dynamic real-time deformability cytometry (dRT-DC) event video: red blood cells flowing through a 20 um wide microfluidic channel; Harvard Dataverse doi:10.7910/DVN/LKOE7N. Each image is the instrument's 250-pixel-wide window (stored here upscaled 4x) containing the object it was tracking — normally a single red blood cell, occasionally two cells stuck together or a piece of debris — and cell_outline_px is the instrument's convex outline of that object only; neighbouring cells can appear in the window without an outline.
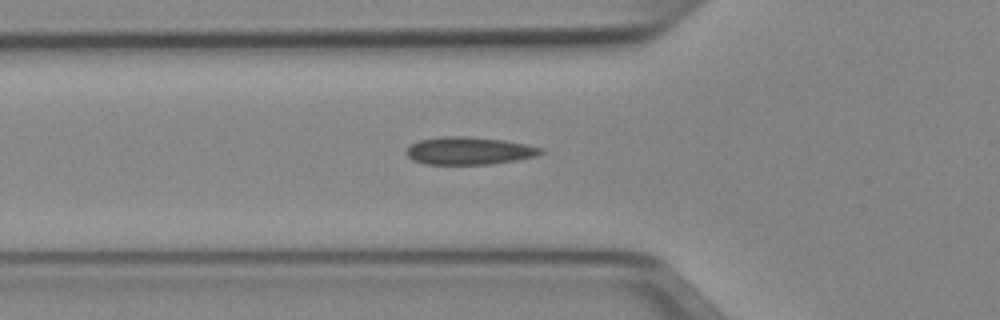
{"species": "Egyptian fruit bat (a non-hibernating species)", "species_latin": "Rousettus aegyptiacus", "temperature_condition": "cold", "stored_images_in_passage": 35, "camera_frame_rate_fps": 3000, "um_per_image_px": 0.085, "animal": {"sex": "female"}, "frame": {"image": 1, "passage_image": 2, "time_ms": 0.333, "image_size_px": [1000, 320], "cell_outline_px": [[544, 152], [536, 156], [516, 160], [488, 164], [424, 164], [412, 160], [408, 156], [408, 148], [412, 144], [420, 140], [444, 136], [468, 136], [504, 140], [528, 144], [544, 148]], "centroid_in_image_um": [39.92, 12.81], "position_along_channel_um": 85.9, "area_um2": 21.62}}
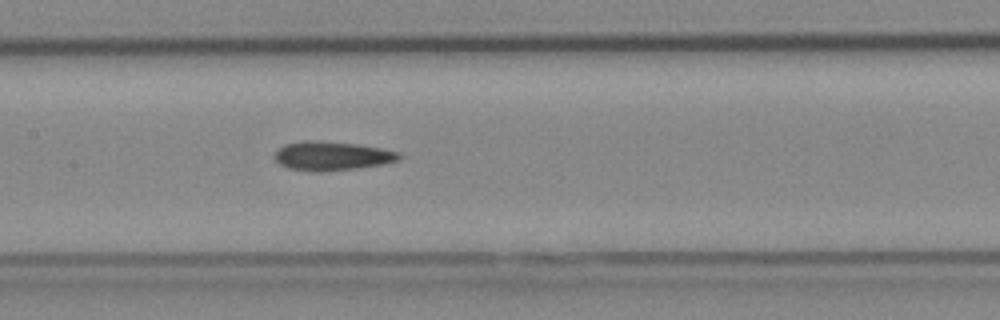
{"frame": {"image": 2, "passage_image": 9, "time_ms": 2.667, "image_size_px": [1000, 320], "cell_outline_px": [[404, 156], [400, 160], [384, 164], [356, 168], [324, 172], [316, 172], [288, 168], [280, 164], [276, 160], [276, 152], [284, 144], [300, 140], [320, 140], [356, 144], [380, 148], [400, 152]], "centroid_in_image_um": [28.25, 13.25], "position_along_channel_um": 179.2, "area_um2": 21.21}}
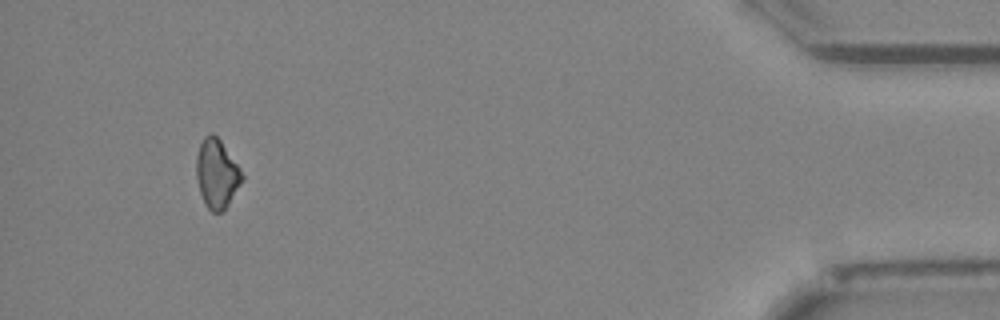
{"frame": {"image": 3, "passage_image": 32, "time_ms": 10.333, "image_size_px": [1000, 320], "cell_outline_px": [[244, 176], [240, 184], [224, 212], [212, 212], [204, 204], [200, 192], [196, 176], [196, 156], [200, 144], [204, 136], [208, 132], [212, 132], [220, 140], [240, 168]], "centroid_in_image_um": [18.41, 14.76], "position_along_channel_um": 416.8, "area_um2": 18.38}}